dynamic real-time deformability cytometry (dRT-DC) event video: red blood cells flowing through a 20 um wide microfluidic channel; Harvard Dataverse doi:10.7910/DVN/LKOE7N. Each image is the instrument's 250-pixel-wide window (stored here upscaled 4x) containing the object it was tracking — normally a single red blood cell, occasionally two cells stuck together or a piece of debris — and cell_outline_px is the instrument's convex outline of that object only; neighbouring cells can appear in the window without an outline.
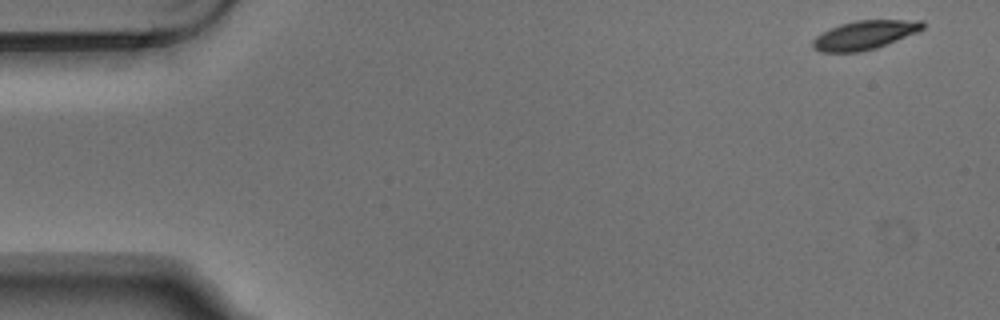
{"species": "Egyptian fruit bat (a non-hibernating species)", "species_latin": "Rousettus aegyptiacus", "temperature_condition": "warm", "stored_images_in_passage": 5, "camera_frame_rate_fps": 3000, "um_per_image_px": 0.085, "animal": {"sex": "male"}, "frame": {"image": 1, "passage_image": 1, "time_ms": 0.0, "image_size_px": [1000, 320], "cell_outline_px": [[924, 28], [916, 32], [876, 48], [860, 52], [820, 52], [812, 48], [812, 40], [816, 36], [840, 24], [856, 20], [924, 20]], "centroid_in_image_um": [73.47, 2.98], "position_along_channel_um": 11.5, "area_um2": 18.32}}
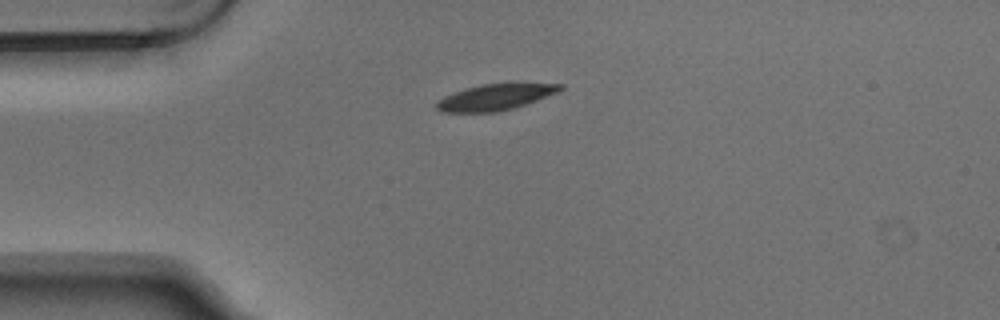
{"frame": {"image": 2, "passage_image": 4, "time_ms": 1.0, "image_size_px": [1000, 320], "cell_outline_px": [[564, 88], [560, 92], [512, 108], [496, 112], [440, 112], [436, 108], [436, 100], [444, 96], [464, 88], [480, 84], [508, 80], [516, 80], [564, 84]], "centroid_in_image_um": [42.18, 8.18], "position_along_channel_um": 42.8, "area_um2": 19.94}}